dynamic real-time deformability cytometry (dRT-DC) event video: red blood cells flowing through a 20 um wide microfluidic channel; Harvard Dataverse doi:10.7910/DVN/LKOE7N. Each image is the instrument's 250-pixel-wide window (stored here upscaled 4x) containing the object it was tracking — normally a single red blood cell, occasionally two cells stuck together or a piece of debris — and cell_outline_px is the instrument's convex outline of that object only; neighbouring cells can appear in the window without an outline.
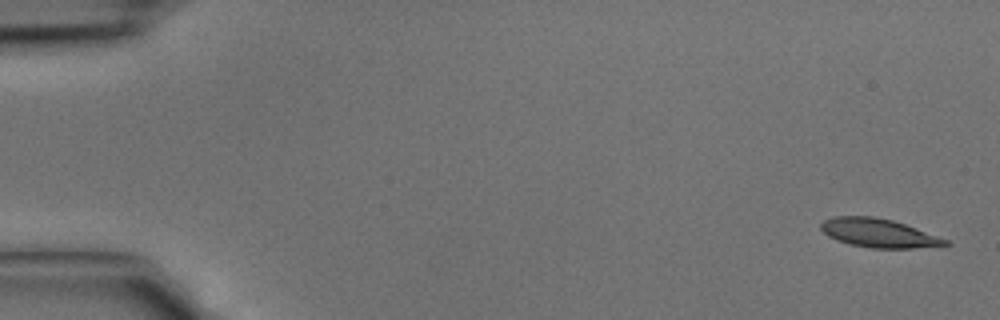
{"species": "common noctule bat (a hibernating species)", "species_latin": "Nyctalus noctula", "temperature_condition": "cold", "stored_images_in_passage": 42, "camera_frame_rate_fps": 3000, "um_per_image_px": 0.085, "animal": {"sex": "male", "body_mass_g": 15.6}, "frame": {"image": 1, "passage_image": 1, "time_ms": 0.0, "image_size_px": [1000, 320], "cell_outline_px": [[952, 244], [912, 248], [872, 248], [848, 244], [836, 240], [828, 236], [820, 228], [820, 224], [824, 220], [832, 216], [872, 216], [892, 220], [916, 228], [948, 240]], "centroid_in_image_um": [74.64, 19.8], "position_along_channel_um": 10.4, "area_um2": 20.69}}
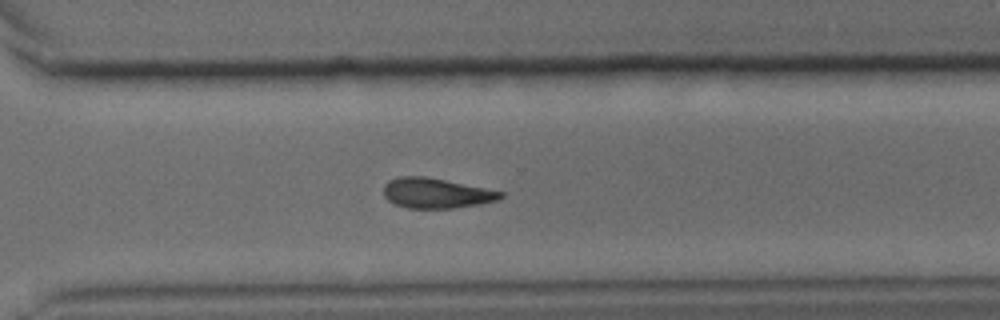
{"frame": {"image": 2, "passage_image": 30, "time_ms": 9.667, "image_size_px": [1000, 320], "cell_outline_px": [[504, 196], [500, 200], [480, 204], [452, 208], [408, 208], [396, 204], [388, 200], [384, 196], [384, 184], [388, 180], [400, 176], [424, 176], [504, 192]], "centroid_in_image_um": [37.07, 16.42], "position_along_channel_um": 333.5, "area_um2": 20.4}}
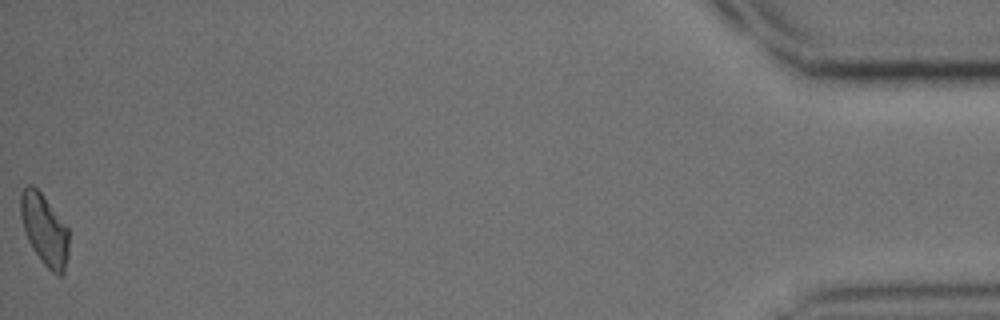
{"frame": {"image": 3, "passage_image": 42, "time_ms": 13.667, "image_size_px": [1000, 320], "cell_outline_px": [[68, 256], [64, 272], [60, 276], [52, 272], [44, 264], [28, 240], [20, 216], [20, 192], [28, 184], [32, 184], [40, 192], [68, 228]], "centroid_in_image_um": [3.77, 19.51], "position_along_channel_um": 431.4, "area_um2": 19.65}}